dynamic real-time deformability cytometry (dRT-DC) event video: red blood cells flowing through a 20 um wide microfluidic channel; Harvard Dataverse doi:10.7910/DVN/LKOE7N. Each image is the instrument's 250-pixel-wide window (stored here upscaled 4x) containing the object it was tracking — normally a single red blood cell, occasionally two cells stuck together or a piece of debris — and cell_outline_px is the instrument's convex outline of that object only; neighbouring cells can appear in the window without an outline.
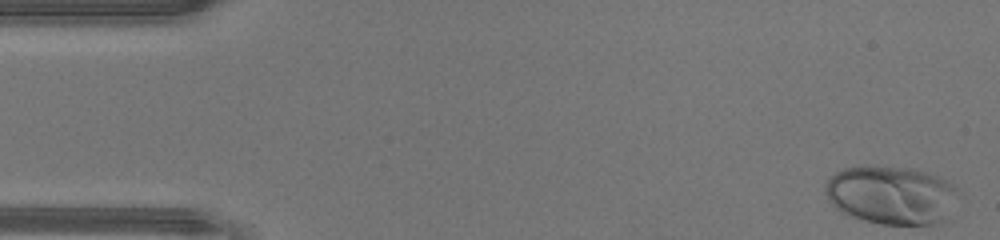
{"species": "human", "species_latin": "Homo sapiens", "temperature_condition": "warm", "stored_images_in_passage": 43, "camera_frame_rate_fps": 3000, "um_per_image_px": 0.085, "donor": {"sex": "male"}, "frame": {"image": 1, "passage_image": 1, "time_ms": 0.0, "image_size_px": [1000, 240], "cell_outline_px": [[960, 192], [944, 220], [940, 224], [880, 224], [864, 220], [852, 216], [836, 208], [828, 200], [824, 192], [824, 184], [836, 172], [844, 168], [912, 168], [940, 176], [956, 188]], "centroid_in_image_um": [75.78, 16.6], "position_along_channel_um": 9.2, "area_um2": 44.74}}
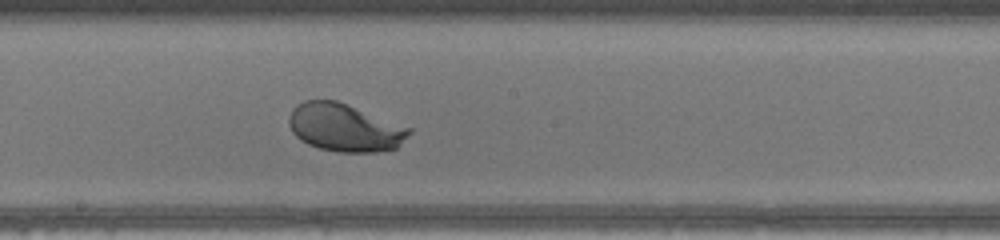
{"frame": {"image": 2, "passage_image": 23, "time_ms": 7.333, "image_size_px": [1000, 240], "cell_outline_px": [[412, 132], [396, 148], [376, 152], [340, 152], [320, 148], [308, 144], [300, 140], [292, 132], [288, 124], [288, 116], [292, 108], [296, 104], [304, 100], [336, 100], [412, 128]], "centroid_in_image_um": [29.27, 10.84], "position_along_channel_um": 218.9, "area_um2": 33.58}}
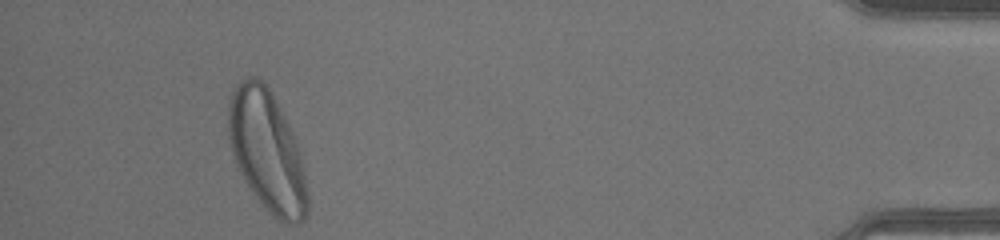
{"frame": {"image": 3, "passage_image": 40, "time_ms": 13.0, "image_size_px": [1000, 240], "cell_outline_px": [[308, 212], [304, 220], [300, 224], [284, 224], [272, 216], [252, 192], [244, 180], [236, 164], [228, 140], [228, 100], [236, 84], [240, 80], [248, 76], [252, 76], [264, 80], [288, 124], [296, 140], [300, 156], [308, 196]], "centroid_in_image_um": [22.67, 12.86], "position_along_channel_um": 412.5, "area_um2": 55.66}}